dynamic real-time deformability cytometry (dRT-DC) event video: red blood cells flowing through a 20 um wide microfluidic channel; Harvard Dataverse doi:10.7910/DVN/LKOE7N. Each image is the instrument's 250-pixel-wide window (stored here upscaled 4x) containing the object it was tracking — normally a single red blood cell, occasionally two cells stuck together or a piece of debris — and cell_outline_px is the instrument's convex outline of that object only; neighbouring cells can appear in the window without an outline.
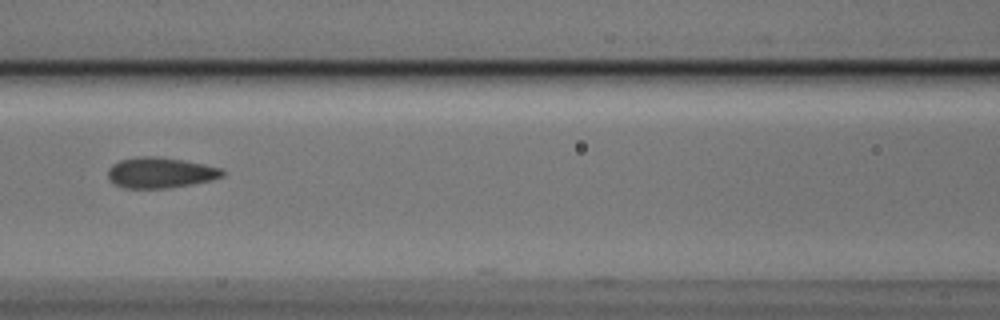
{"species": "Egyptian fruit bat (a non-hibernating species)", "species_latin": "Rousettus aegyptiacus", "temperature_condition": "cold", "stored_images_in_passage": 3, "camera_frame_rate_fps": 3000, "um_per_image_px": 0.085, "animal": {"sex": "male"}, "frame": {"image": 1, "passage_image": 3, "time_ms": 0.667, "image_size_px": [1000, 320], "cell_outline_px": [[224, 176], [212, 180], [192, 184], [168, 188], [124, 188], [116, 184], [108, 176], [108, 168], [112, 164], [120, 160], [140, 156], [152, 156], [180, 160], [204, 164], [220, 168], [224, 172]], "centroid_in_image_um": [13.63, 14.68], "position_along_channel_um": 153.0, "area_um2": 20.23}}